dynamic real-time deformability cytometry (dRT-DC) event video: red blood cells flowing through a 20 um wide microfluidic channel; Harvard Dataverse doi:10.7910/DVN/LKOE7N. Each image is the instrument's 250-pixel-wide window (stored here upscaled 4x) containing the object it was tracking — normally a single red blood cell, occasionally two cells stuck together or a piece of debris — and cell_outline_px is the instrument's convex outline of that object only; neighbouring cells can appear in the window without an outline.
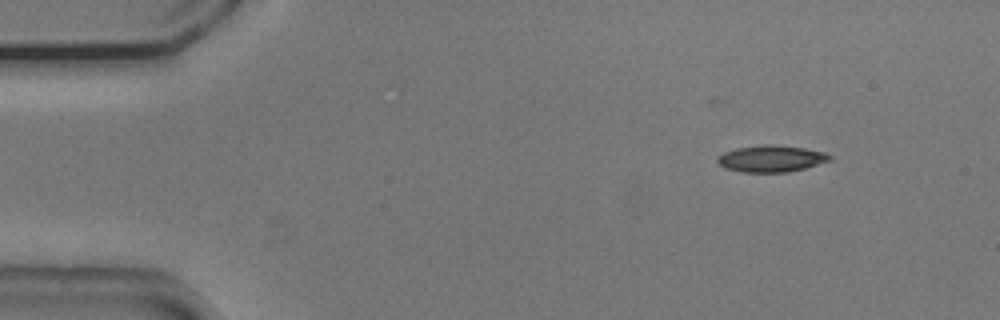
{"species": "common noctule bat (a hibernating species)", "species_latin": "Nyctalus noctula", "temperature_condition": "cold", "stored_images_in_passage": 44, "camera_frame_rate_fps": 3000, "um_per_image_px": 0.085, "animal": {"sex": "male", "body_mass_g": 20.5, "forearm_length_mm": 52.5}, "frame": {"image": 1, "passage_image": 1, "time_ms": 0.0, "image_size_px": [1000, 320], "cell_outline_px": [[832, 160], [804, 168], [788, 172], [740, 172], [724, 168], [716, 160], [716, 156], [724, 152], [736, 148], [768, 144], [772, 144], [804, 148], [828, 152], [832, 156]], "centroid_in_image_um": [65.56, 13.48], "position_along_channel_um": 19.4, "area_um2": 17.57}}
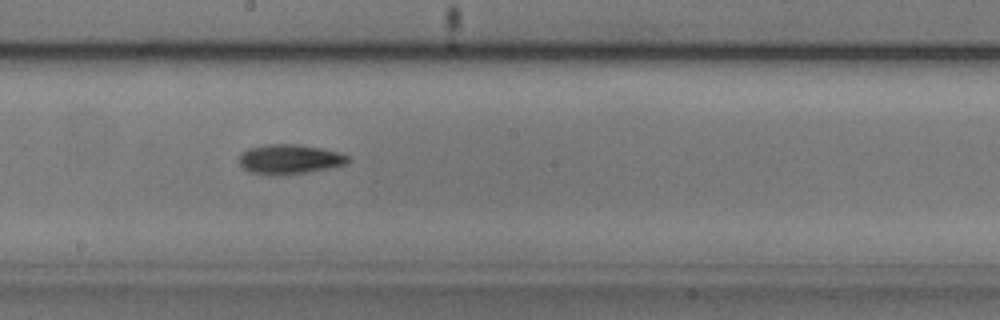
{"frame": {"image": 2, "passage_image": 24, "time_ms": 7.667, "image_size_px": [1000, 320], "cell_outline_px": [[348, 164], [308, 172], [280, 176], [268, 176], [248, 172], [240, 164], [240, 152], [248, 148], [264, 144], [300, 144], [320, 148], [336, 152], [348, 156]], "centroid_in_image_um": [24.55, 13.55], "position_along_channel_um": 223.6, "area_um2": 19.07}}
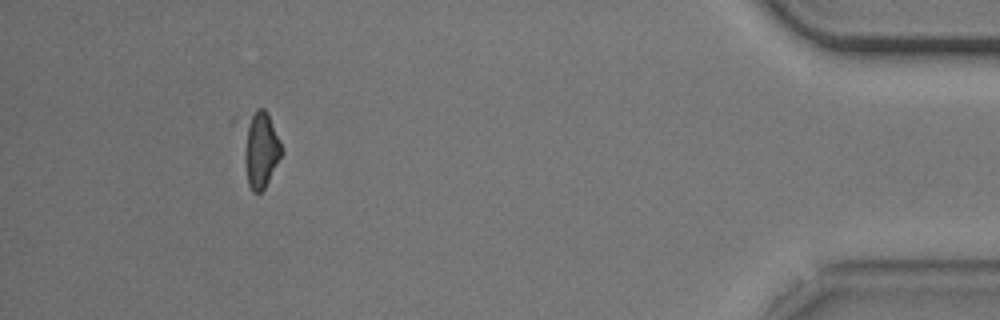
{"frame": {"image": 3, "passage_image": 44, "time_ms": 14.333, "image_size_px": [1000, 320], "cell_outline_px": [[284, 152], [264, 188], [260, 192], [252, 192], [248, 184], [232, 124], [232, 116], [256, 108], [264, 108], [268, 112], [280, 140]], "centroid_in_image_um": [21.88, 12.43], "position_along_channel_um": 413.3, "area_um2": 20.4}, "authors_computed_cell_mechanics": {"area_um2": 17.6001, "velocity_mm_per_s": 3.7692, "shape_relaxation_time_tau1_ms": 2.2788, "shape_relaxation_time_tau2_ms": null, "deformation_change_tau1": 0.1028, "deformation_change_tau2": null}}